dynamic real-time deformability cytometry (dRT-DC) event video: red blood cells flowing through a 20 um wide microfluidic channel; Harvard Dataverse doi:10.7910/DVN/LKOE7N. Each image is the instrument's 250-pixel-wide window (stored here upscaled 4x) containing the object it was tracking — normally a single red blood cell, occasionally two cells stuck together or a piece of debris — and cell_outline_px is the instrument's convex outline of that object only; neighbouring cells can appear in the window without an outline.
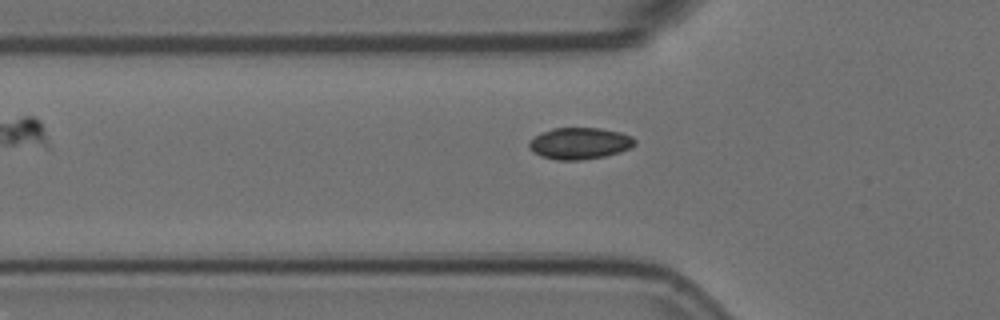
{"species": "Egyptian fruit bat (a non-hibernating species)", "species_latin": "Rousettus aegyptiacus", "temperature_condition": "room temperature", "stored_images_in_passage": 2, "camera_frame_rate_fps": 3000, "um_per_image_px": 0.085, "animal": {"sex": "female"}, "frame": {"image": 1, "passage_image": 2, "time_ms": 0.333, "image_size_px": [1000, 320], "cell_outline_px": [[636, 144], [632, 148], [620, 152], [604, 156], [580, 160], [556, 160], [540, 156], [528, 148], [528, 144], [540, 132], [552, 128], [600, 128], [620, 132], [632, 136], [636, 140]], "centroid_in_image_um": [49.29, 12.18], "position_along_channel_um": 76.5, "area_um2": 19.59}}